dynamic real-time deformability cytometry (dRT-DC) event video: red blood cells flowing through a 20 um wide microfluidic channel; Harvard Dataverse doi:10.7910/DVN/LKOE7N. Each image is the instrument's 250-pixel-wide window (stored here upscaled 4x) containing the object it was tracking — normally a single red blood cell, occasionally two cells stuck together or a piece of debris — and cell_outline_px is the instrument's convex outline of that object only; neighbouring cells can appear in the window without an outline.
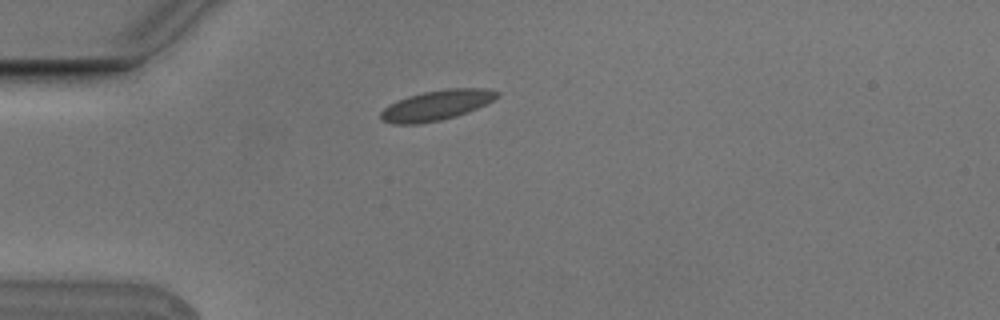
{"species": "Egyptian fruit bat (a non-hibernating species)", "species_latin": "Rousettus aegyptiacus", "temperature_condition": "cold", "stored_images_in_passage": 1, "camera_frame_rate_fps": 3000, "um_per_image_px": 0.085, "animal": {"sex": "male"}, "frame": {"image": 1, "passage_image": 1, "time_ms": 0.0, "image_size_px": [1000, 320], "cell_outline_px": [[500, 96], [468, 112], [456, 116], [440, 120], [416, 124], [392, 124], [380, 120], [380, 112], [388, 104], [396, 100], [408, 96], [424, 92], [444, 88], [488, 88], [500, 92]], "centroid_in_image_um": [37.07, 8.94], "position_along_channel_um": 47.9, "area_um2": 20.52}}